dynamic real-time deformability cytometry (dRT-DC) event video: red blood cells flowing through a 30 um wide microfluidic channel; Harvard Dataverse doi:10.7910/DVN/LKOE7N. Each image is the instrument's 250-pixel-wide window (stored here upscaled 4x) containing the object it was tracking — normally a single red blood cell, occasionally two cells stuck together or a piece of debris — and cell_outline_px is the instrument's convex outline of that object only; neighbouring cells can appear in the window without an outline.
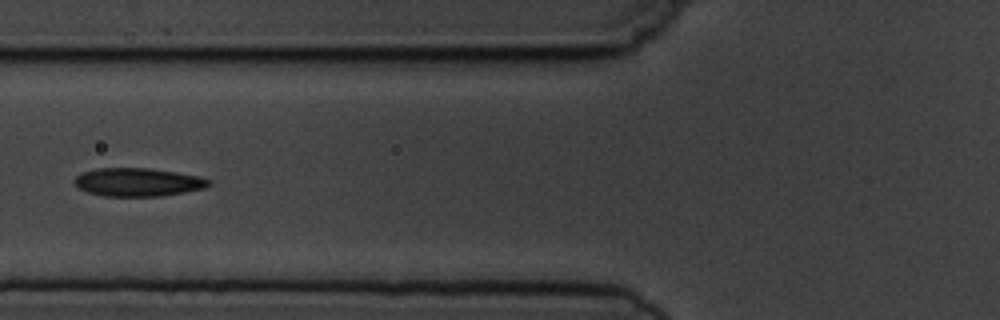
{"species": "common noctule bat (a hibernating species)", "species_latin": "Nyctalus noctula", "temperature_condition": "cold", "stored_images_in_passage": 6, "camera_frame_rate_fps": 3000, "um_per_image_px": 0.085, "animal": {"sex": "male", "body_mass_g": 19.5, "forearm_length_mm": 54.6}, "frame": {"image": 1, "passage_image": 5, "time_ms": 6.667, "image_size_px": [1000, 320], "cell_outline_px": [[212, 184], [204, 188], [184, 192], [160, 196], [104, 196], [88, 192], [72, 184], [72, 180], [80, 172], [96, 168], [148, 168], [176, 172], [200, 176], [208, 180]], "centroid_in_image_um": [11.67, 15.47], "position_along_channel_um": 114.1, "area_um2": 22.25}}
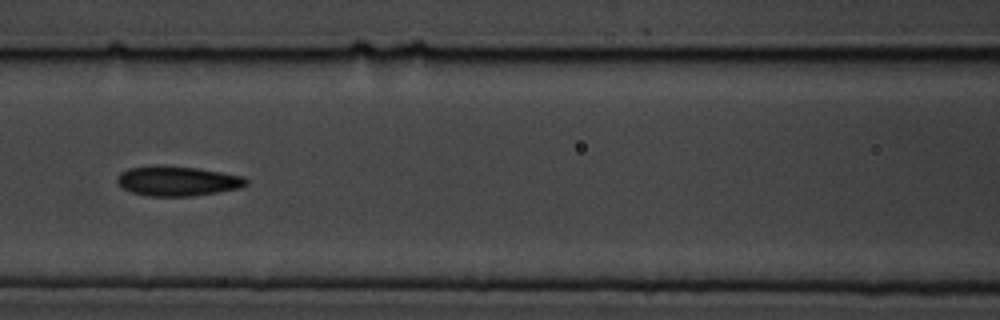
{"frame": {"image": 2, "passage_image": 6, "time_ms": 7.667, "image_size_px": [1000, 320], "cell_outline_px": [[248, 184], [240, 188], [192, 196], [148, 196], [132, 192], [124, 188], [116, 180], [116, 176], [120, 172], [128, 168], [152, 164], [164, 164], [196, 168], [244, 176], [248, 180]], "centroid_in_image_um": [15.05, 15.36], "position_along_channel_um": 151.5, "area_um2": 22.66}}